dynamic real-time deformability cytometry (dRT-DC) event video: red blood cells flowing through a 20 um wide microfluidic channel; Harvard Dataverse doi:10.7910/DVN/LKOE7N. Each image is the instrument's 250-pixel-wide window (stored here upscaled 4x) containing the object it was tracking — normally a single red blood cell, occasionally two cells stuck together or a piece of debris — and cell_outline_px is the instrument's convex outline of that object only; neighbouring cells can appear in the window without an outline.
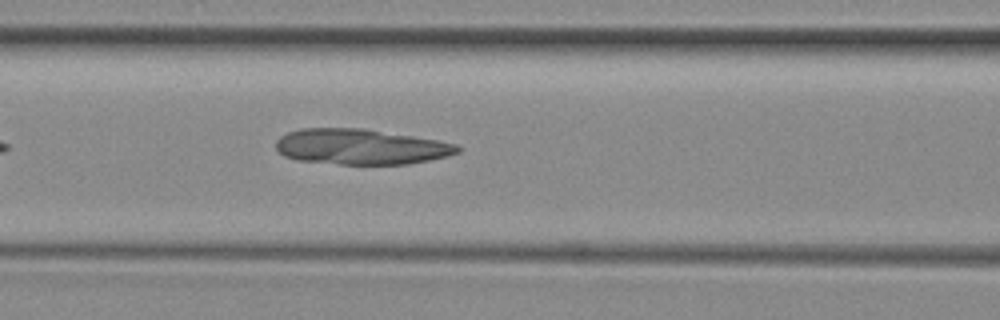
{"species": "common noctule bat (a hibernating species)", "species_latin": "Nyctalus noctula", "temperature_condition": "room temperature", "stored_images_in_passage": 3, "camera_frame_rate_fps": 3000, "um_per_image_px": 0.085, "animal": {"sex": "female", "body_mass_g": 29.2, "forearm_length_mm": 56.3}, "frame": {"image": 1, "passage_image": 3, "time_ms": 2.333, "image_size_px": [1000, 320], "cell_outline_px": [[460, 152], [448, 156], [408, 164], [340, 164], [296, 160], [284, 156], [276, 148], [276, 140], [280, 136], [288, 132], [300, 128], [364, 128], [436, 140], [456, 144], [460, 148]], "centroid_in_image_um": [30.63, 12.47], "position_along_channel_um": 136.0, "area_um2": 37.51}}